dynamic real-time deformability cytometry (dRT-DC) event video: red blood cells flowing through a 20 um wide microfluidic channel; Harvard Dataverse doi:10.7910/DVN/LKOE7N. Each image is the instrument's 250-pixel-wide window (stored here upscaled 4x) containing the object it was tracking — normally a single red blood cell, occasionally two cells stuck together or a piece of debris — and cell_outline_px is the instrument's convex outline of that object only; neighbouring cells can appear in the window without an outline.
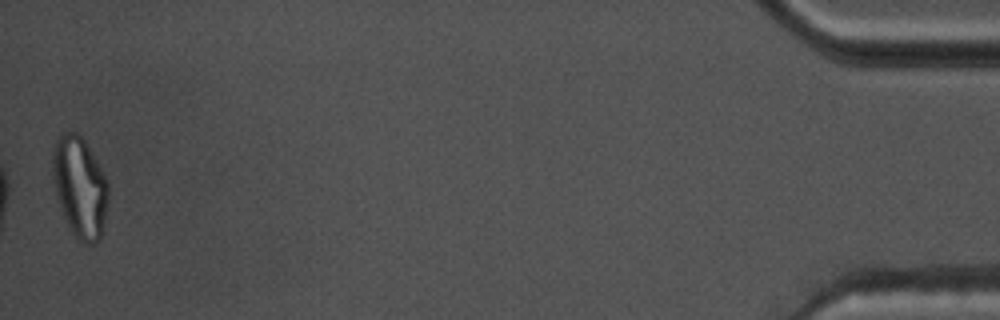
{"species": "common noctule bat (a hibernating species)", "species_latin": "Nyctalus noctula", "temperature_condition": "warm", "stored_images_in_passage": 39, "camera_frame_rate_fps": 3000, "um_per_image_px": 0.085, "animal": {"sex": "male", "body_mass_g": 17.5, "forearm_length_mm": 52.3}, "frame": {"image": 1, "passage_image": 39, "time_ms": 12.667, "image_size_px": [1000, 320], "cell_outline_px": [[108, 200], [100, 240], [92, 244], [84, 244], [68, 228], [56, 192], [52, 172], [52, 144], [56, 136], [64, 132], [76, 132], [84, 140], [96, 160], [108, 184]], "centroid_in_image_um": [6.76, 15.88], "position_along_channel_um": 428.4, "area_um2": 32.54}, "authors_computed_cell_mechanics": {"area_um2": 21.8484, "velocity_mm_per_s": 3.7015, "shape_relaxation_time_tau1_ms": null, "shape_relaxation_time_tau2_ms": 1.3462, "deformation_change_tau1": null, "deformation_change_tau2": 0.0964}}